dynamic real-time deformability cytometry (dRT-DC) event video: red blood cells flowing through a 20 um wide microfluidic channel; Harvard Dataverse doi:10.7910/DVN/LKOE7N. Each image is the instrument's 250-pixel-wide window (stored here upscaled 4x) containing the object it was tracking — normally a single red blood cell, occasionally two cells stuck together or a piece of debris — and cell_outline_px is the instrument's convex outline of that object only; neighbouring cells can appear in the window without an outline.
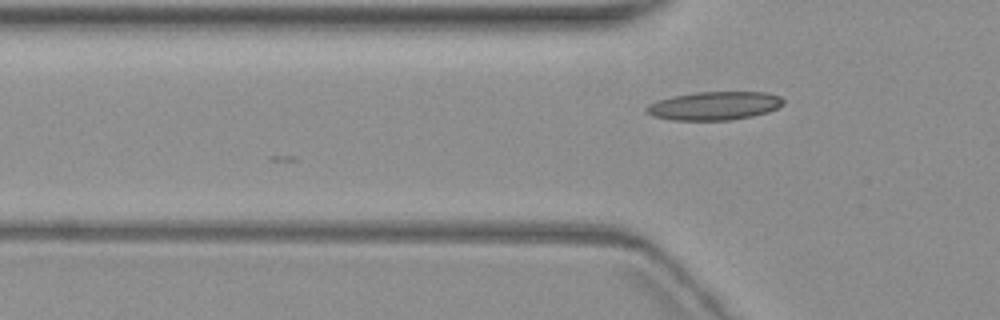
{"species": "common noctule bat (a hibernating species)", "species_latin": "Nyctalus noctula", "temperature_condition": "warm", "stored_images_in_passage": 7, "camera_frame_rate_fps": 3000, "um_per_image_px": 0.085, "animal": {"sex": "female", "body_mass_g": 19.3, "forearm_length_mm": 54.1}, "frame": {"image": 1, "passage_image": 6, "time_ms": 6.0, "image_size_px": [1000, 320], "cell_outline_px": [[784, 104], [768, 112], [752, 116], [728, 120], [676, 120], [652, 116], [644, 108], [648, 104], [656, 100], [672, 96], [692, 92], [764, 92], [780, 96], [784, 100]], "centroid_in_image_um": [60.7, 8.98], "position_along_channel_um": 65.1, "area_um2": 22.72}}